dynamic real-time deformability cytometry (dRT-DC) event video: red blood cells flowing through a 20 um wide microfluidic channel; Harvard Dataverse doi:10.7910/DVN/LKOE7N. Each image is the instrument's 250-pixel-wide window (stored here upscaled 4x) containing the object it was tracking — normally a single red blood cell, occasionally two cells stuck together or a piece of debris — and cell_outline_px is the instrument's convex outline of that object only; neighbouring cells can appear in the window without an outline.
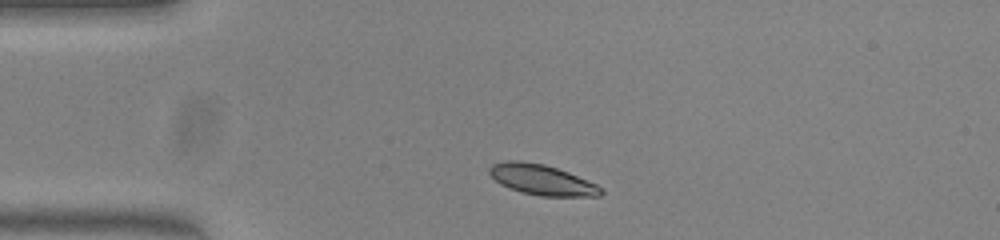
{"species": "common noctule bat (a hibernating species)", "species_latin": "Nyctalus noctula", "temperature_condition": "warm", "stored_images_in_passage": 41, "camera_frame_rate_fps": 3000, "um_per_image_px": 0.085, "animal": {"sex": "female", "body_mass_g": 23.0, "forearm_length_mm": 53.4}, "frame": {"image": 1, "passage_image": 1, "time_ms": 0.0, "image_size_px": [1000, 240], "cell_outline_px": [[604, 192], [600, 196], [540, 196], [520, 192], [508, 188], [500, 184], [488, 172], [488, 168], [492, 164], [504, 160], [520, 160], [544, 164], [568, 172], [596, 184], [604, 188]], "centroid_in_image_um": [46.04, 15.28], "position_along_channel_um": 39.0, "area_um2": 19.94}}
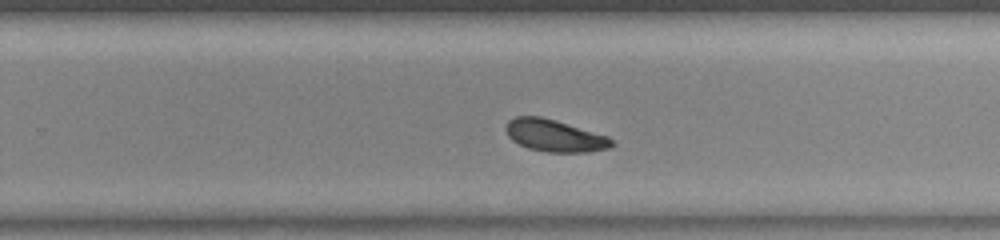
{"frame": {"image": 2, "passage_image": 22, "time_ms": 7.0, "image_size_px": [1000, 240], "cell_outline_px": [[616, 144], [612, 148], [588, 152], [544, 152], [528, 148], [512, 140], [508, 136], [504, 128], [508, 120], [516, 116], [540, 116], [608, 136]], "centroid_in_image_um": [47.14, 11.54], "position_along_channel_um": 282.7, "area_um2": 19.83}}
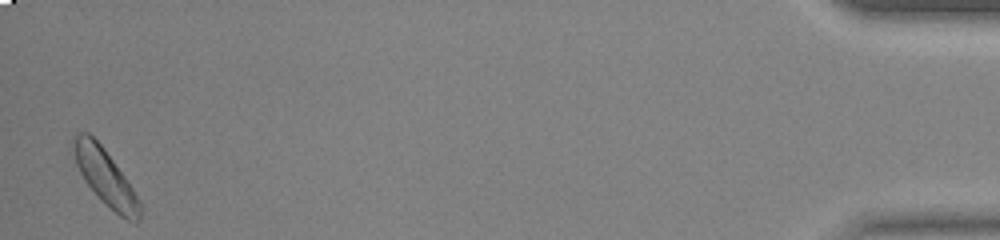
{"frame": {"image": 3, "passage_image": 40, "time_ms": 13.0, "image_size_px": [1000, 240], "cell_outline_px": [[140, 220], [128, 220], [120, 216], [100, 200], [84, 180], [76, 164], [72, 140], [72, 136], [76, 132], [88, 132], [104, 148], [124, 176], [132, 188], [140, 204]], "centroid_in_image_um": [8.91, 15.02], "position_along_channel_um": 426.3, "area_um2": 21.27}}